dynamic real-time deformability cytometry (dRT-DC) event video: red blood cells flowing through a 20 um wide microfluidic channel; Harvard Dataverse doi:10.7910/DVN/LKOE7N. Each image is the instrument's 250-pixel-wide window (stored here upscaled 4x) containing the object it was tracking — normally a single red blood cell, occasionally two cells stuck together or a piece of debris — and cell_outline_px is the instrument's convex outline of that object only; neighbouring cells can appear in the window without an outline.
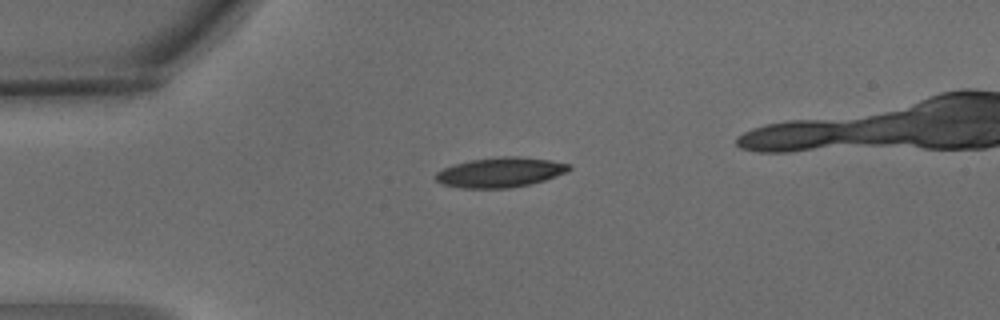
{"species": "common noctule bat (a hibernating species)", "species_latin": "Nyctalus noctula", "temperature_condition": "warm", "stored_images_in_passage": 2, "camera_frame_rate_fps": 3000, "um_per_image_px": 0.085, "animal": {"sex": "male", "body_mass_g": 15.6}, "frame": {"image": 1, "passage_image": 1, "time_ms": 0.0, "image_size_px": [1000, 320], "cell_outline_px": [[572, 168], [556, 176], [544, 180], [528, 184], [508, 188], [460, 188], [440, 184], [432, 176], [436, 172], [444, 168], [456, 164], [472, 160], [500, 156], [516, 156], [548, 160], [572, 164]], "centroid_in_image_um": [42.48, 14.65], "position_along_channel_um": 42.5, "area_um2": 23.12}}